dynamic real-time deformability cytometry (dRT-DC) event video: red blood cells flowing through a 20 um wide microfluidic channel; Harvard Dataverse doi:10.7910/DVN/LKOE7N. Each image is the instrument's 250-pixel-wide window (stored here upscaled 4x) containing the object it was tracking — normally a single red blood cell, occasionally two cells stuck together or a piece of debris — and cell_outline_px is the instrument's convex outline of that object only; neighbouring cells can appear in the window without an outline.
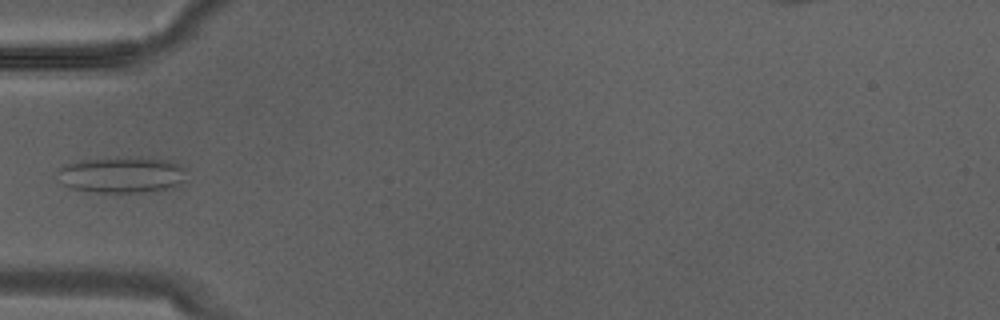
{"species": "Egyptian fruit bat (a non-hibernating species)", "species_latin": "Rousettus aegyptiacus", "temperature_condition": "warm", "stored_images_in_passage": 6, "camera_frame_rate_fps": 3000, "um_per_image_px": 0.085, "animal": {"sex": "male"}, "frame": {"image": 1, "passage_image": 5, "time_ms": 1.333, "image_size_px": [1000, 320], "cell_outline_px": [[184, 180], [180, 188], [144, 192], [96, 192], [72, 188], [64, 184], [56, 172], [60, 168], [68, 164], [84, 160], [140, 156], [168, 160], [184, 168]], "centroid_in_image_um": [10.44, 14.86], "position_along_channel_um": 74.6, "area_um2": 27.22}}